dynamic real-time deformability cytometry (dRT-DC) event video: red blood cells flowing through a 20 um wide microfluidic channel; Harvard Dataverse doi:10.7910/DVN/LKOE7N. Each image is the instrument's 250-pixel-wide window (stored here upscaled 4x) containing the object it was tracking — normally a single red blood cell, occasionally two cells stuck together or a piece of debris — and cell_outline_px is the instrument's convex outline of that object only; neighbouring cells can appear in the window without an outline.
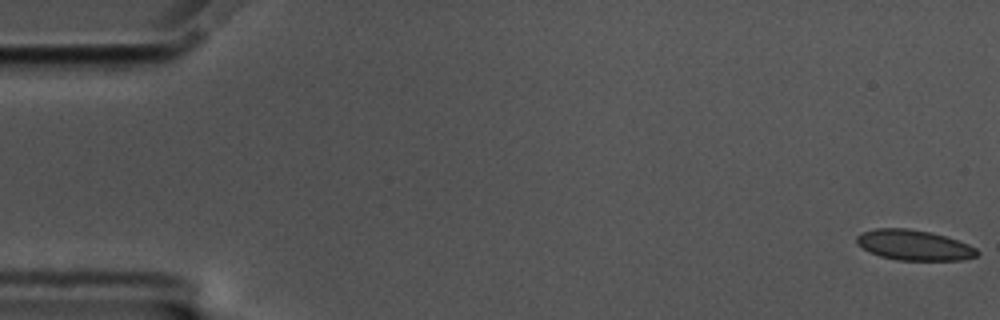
{"species": "common noctule bat (a hibernating species)", "species_latin": "Nyctalus noctula", "temperature_condition": "cold", "stored_images_in_passage": 58, "camera_frame_rate_fps": 3000, "um_per_image_px": 0.085, "animal": {"sex": "male", "body_mass_g": 17.5, "forearm_length_mm": 52.3}, "frame": {"image": 1, "passage_image": 1, "time_ms": 0.0, "image_size_px": [1000, 320], "cell_outline_px": [[980, 252], [976, 256], [964, 260], [896, 260], [880, 256], [868, 252], [856, 244], [856, 236], [864, 232], [876, 228], [908, 228], [932, 232], [968, 244], [976, 248]], "centroid_in_image_um": [77.67, 20.84], "position_along_channel_um": 7.3, "area_um2": 21.39}}
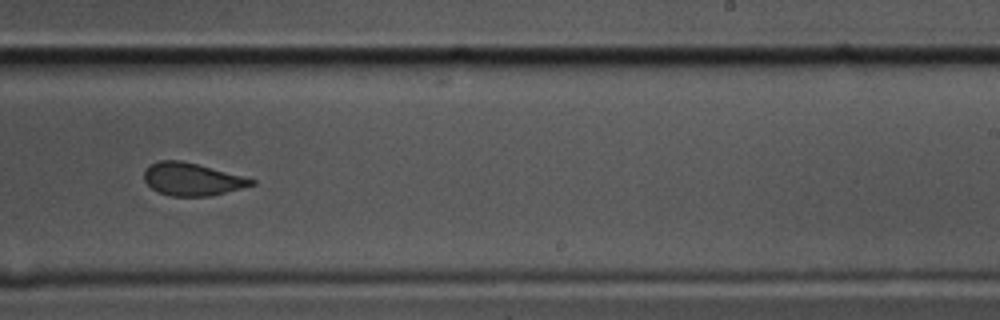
{"frame": {"image": 2, "passage_image": 36, "time_ms": 11.667, "image_size_px": [1000, 320], "cell_outline_px": [[256, 184], [212, 196], [172, 196], [160, 192], [152, 188], [144, 180], [144, 172], [152, 164], [160, 160], [180, 160], [196, 164], [256, 180]], "centroid_in_image_um": [16.32, 15.24], "position_along_channel_um": 272.7, "area_um2": 20.0}}
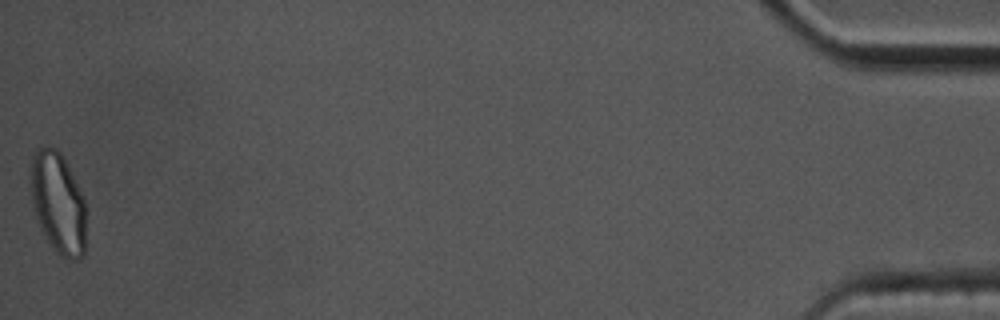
{"frame": {"image": 3, "passage_image": 58, "time_ms": 19.0, "image_size_px": [1000, 320], "cell_outline_px": [[88, 212], [84, 252], [80, 260], [68, 260], [60, 256], [44, 236], [40, 228], [36, 216], [32, 200], [28, 180], [32, 156], [36, 148], [56, 148], [60, 152], [84, 200]], "centroid_in_image_um": [4.94, 17.3], "position_along_channel_um": 430.3, "area_um2": 33.18}, "authors_computed_cell_mechanics": {"area_um2": 21.7328, "velocity_mm_per_s": 3.4786, "shape_relaxation_time_tau1_ms": null, "shape_relaxation_time_tau2_ms": 0.8052, "deformation_change_tau1": null, "deformation_change_tau2": 0.0533}}